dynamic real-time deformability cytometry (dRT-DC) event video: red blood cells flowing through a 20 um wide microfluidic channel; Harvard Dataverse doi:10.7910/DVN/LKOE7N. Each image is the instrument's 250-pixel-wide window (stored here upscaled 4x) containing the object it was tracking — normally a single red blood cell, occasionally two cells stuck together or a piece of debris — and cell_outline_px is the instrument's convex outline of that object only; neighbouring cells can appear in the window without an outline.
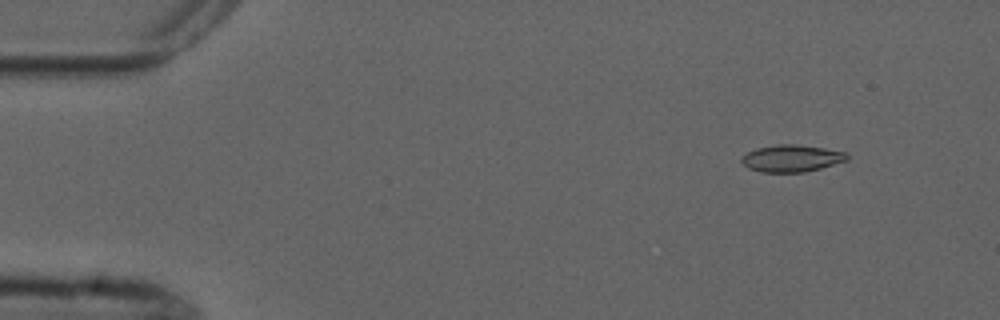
{"species": "common noctule bat (a hibernating species)", "species_latin": "Nyctalus noctula", "temperature_condition": "cold", "stored_images_in_passage": 4, "camera_frame_rate_fps": 3000, "um_per_image_px": 0.085, "animal": {"sex": "male", "forearm_length_mm": 52.5}, "frame": {"image": 1, "passage_image": 1, "time_ms": 0.0, "image_size_px": [1000, 320], "cell_outline_px": [[848, 160], [820, 168], [804, 172], [760, 172], [748, 168], [740, 160], [748, 152], [756, 148], [780, 144], [792, 144], [824, 148], [848, 152]], "centroid_in_image_um": [67.3, 13.46], "position_along_channel_um": 17.7, "area_um2": 16.47}}
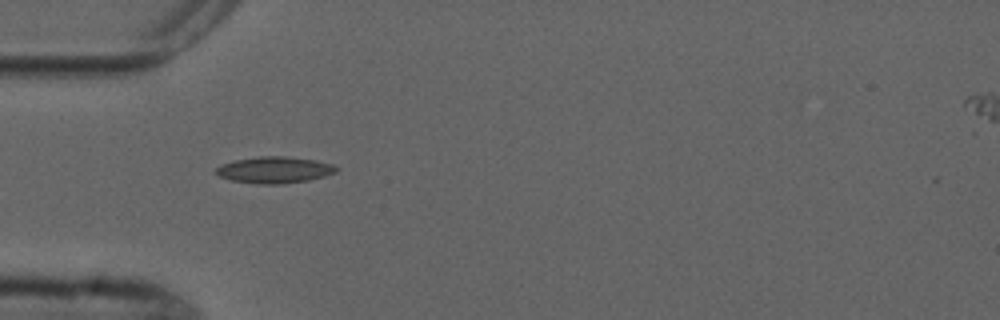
{"frame": {"image": 2, "passage_image": 4, "time_ms": 3.667, "image_size_px": [1000, 320], "cell_outline_px": [[340, 168], [336, 172], [324, 176], [308, 180], [280, 184], [260, 184], [232, 180], [220, 176], [216, 172], [216, 168], [220, 164], [236, 160], [256, 156], [284, 156], [316, 160], [332, 164]], "centroid_in_image_um": [23.35, 14.43], "position_along_channel_um": 61.7, "area_um2": 18.5}}